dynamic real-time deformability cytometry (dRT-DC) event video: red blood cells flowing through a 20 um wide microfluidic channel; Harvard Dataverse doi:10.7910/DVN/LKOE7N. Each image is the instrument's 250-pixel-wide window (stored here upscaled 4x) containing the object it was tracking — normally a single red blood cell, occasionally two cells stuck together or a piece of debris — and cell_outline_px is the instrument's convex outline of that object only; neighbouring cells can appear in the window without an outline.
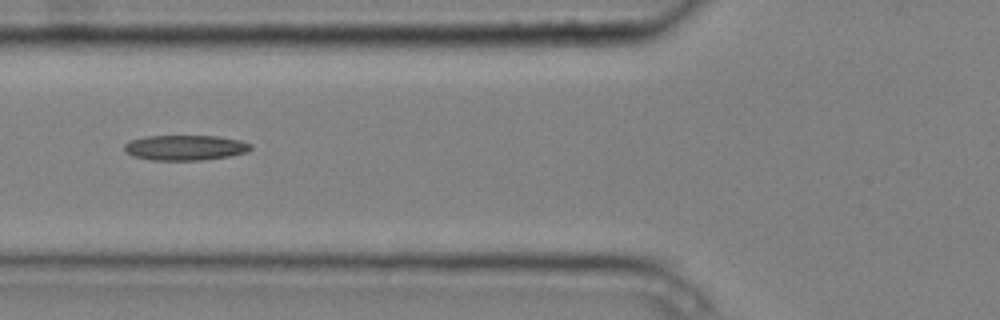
{"species": "common noctule bat (a hibernating species)", "species_latin": "Nyctalus noctula", "temperature_condition": "cold", "stored_images_in_passage": 3, "camera_frame_rate_fps": 3000, "um_per_image_px": 0.085, "animal": {"sex": "male", "body_mass_g": 20.4}, "frame": {"image": 1, "passage_image": 2, "time_ms": 0.333, "image_size_px": [1000, 320], "cell_outline_px": [[252, 148], [248, 152], [228, 156], [200, 160], [148, 160], [132, 156], [124, 152], [124, 144], [128, 140], [144, 136], [220, 136], [240, 140], [252, 144]], "centroid_in_image_um": [15.7, 12.54], "position_along_channel_um": 110.1, "area_um2": 18.84}}
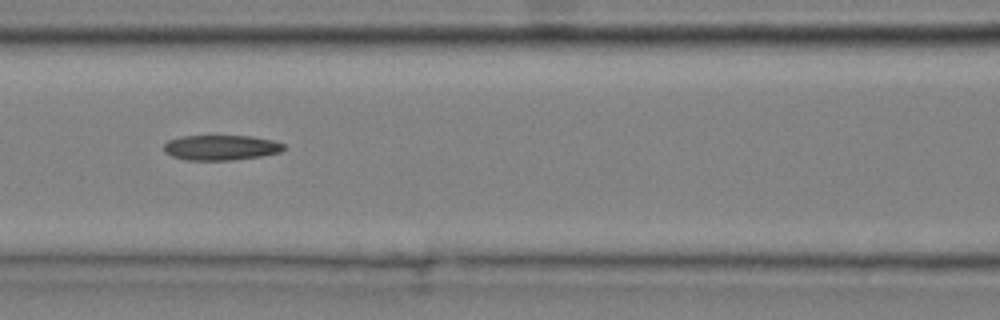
{"frame": {"image": 2, "passage_image": 3, "time_ms": 0.667, "image_size_px": [1000, 320], "cell_outline_px": [[284, 148], [280, 152], [260, 156], [232, 160], [184, 160], [172, 156], [164, 152], [164, 144], [168, 140], [180, 136], [252, 136], [272, 140], [284, 144]], "centroid_in_image_um": [18.74, 12.54], "position_along_channel_um": 147.9, "area_um2": 17.57}}